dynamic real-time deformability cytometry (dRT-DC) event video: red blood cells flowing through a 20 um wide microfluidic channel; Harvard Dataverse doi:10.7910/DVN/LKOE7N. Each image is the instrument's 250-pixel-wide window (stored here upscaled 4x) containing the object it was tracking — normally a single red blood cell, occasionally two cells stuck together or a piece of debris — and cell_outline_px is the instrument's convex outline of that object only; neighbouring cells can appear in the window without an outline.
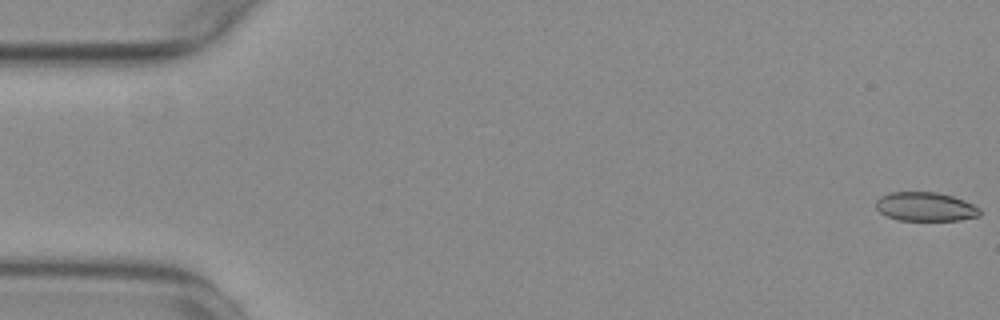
{"species": "common noctule bat (a hibernating species)", "species_latin": "Nyctalus noctula", "temperature_condition": "warm", "stored_images_in_passage": 55, "camera_frame_rate_fps": 3000, "um_per_image_px": 0.085, "animal": {"sex": "female", "body_mass_g": 29.2, "forearm_length_mm": 56.3}, "frame": {"image": 1, "passage_image": 1, "time_ms": 0.0, "image_size_px": [1000, 320], "cell_outline_px": [[980, 216], [960, 220], [896, 220], [884, 216], [876, 208], [876, 200], [880, 196], [888, 192], [936, 192], [952, 196], [964, 200], [980, 208]], "centroid_in_image_um": [78.63, 17.57], "position_along_channel_um": 6.4, "area_um2": 17.69}}
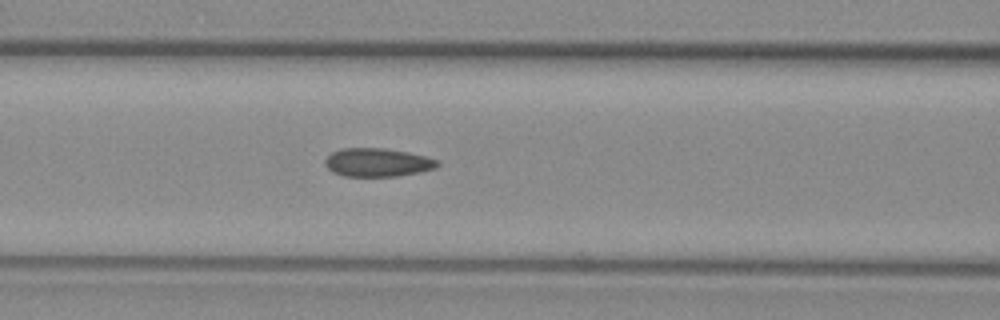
{"frame": {"image": 2, "passage_image": 23, "time_ms": 7.333, "image_size_px": [1000, 320], "cell_outline_px": [[440, 164], [436, 168], [420, 172], [396, 176], [344, 176], [332, 172], [324, 164], [324, 160], [332, 152], [344, 148], [384, 148], [408, 152], [424, 156], [436, 160]], "centroid_in_image_um": [32.07, 13.81], "position_along_channel_um": 134.5, "area_um2": 18.55}}
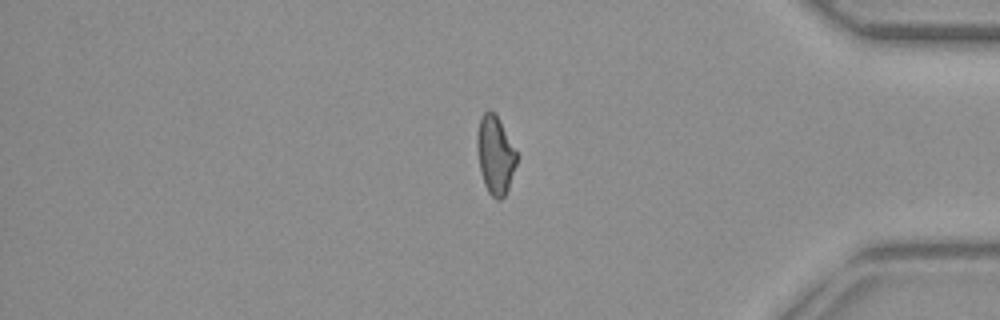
{"frame": {"image": 3, "passage_image": 46, "time_ms": 15.0, "image_size_px": [1000, 320], "cell_outline_px": [[516, 164], [508, 188], [504, 196], [500, 200], [496, 200], [488, 192], [484, 184], [480, 172], [476, 148], [476, 136], [480, 116], [488, 108], [496, 116], [516, 152]], "centroid_in_image_um": [42.05, 13.19], "position_along_channel_um": 393.2, "area_um2": 17.8}, "authors_computed_cell_mechanics": {"area_um2": 18.5538, "velocity_mm_per_s": 3.774, "shape_relaxation_time_tau1_ms": null, "shape_relaxation_time_tau2_ms": 2.1402, "deformation_change_tau1": null, "deformation_change_tau2": 0.0745}}